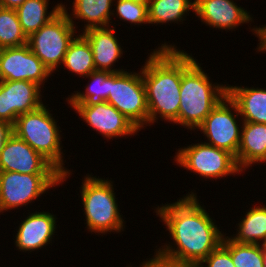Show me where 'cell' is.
<instances>
[{"label":"cell","instance_id":"cell-8","mask_svg":"<svg viewBox=\"0 0 266 267\" xmlns=\"http://www.w3.org/2000/svg\"><path fill=\"white\" fill-rule=\"evenodd\" d=\"M75 27L63 10L28 37L30 50L53 74L62 66L70 43L77 36Z\"/></svg>","mask_w":266,"mask_h":267},{"label":"cell","instance_id":"cell-4","mask_svg":"<svg viewBox=\"0 0 266 267\" xmlns=\"http://www.w3.org/2000/svg\"><path fill=\"white\" fill-rule=\"evenodd\" d=\"M47 107L43 104L37 110L18 116L13 131L61 173V185H63L72 173L64 167L61 128L50 113L52 110Z\"/></svg>","mask_w":266,"mask_h":267},{"label":"cell","instance_id":"cell-28","mask_svg":"<svg viewBox=\"0 0 266 267\" xmlns=\"http://www.w3.org/2000/svg\"><path fill=\"white\" fill-rule=\"evenodd\" d=\"M112 16H117L120 21L139 26L149 25L148 5L140 4L131 0H114ZM116 10V11H115Z\"/></svg>","mask_w":266,"mask_h":267},{"label":"cell","instance_id":"cell-32","mask_svg":"<svg viewBox=\"0 0 266 267\" xmlns=\"http://www.w3.org/2000/svg\"><path fill=\"white\" fill-rule=\"evenodd\" d=\"M26 0H0V7L16 10Z\"/></svg>","mask_w":266,"mask_h":267},{"label":"cell","instance_id":"cell-10","mask_svg":"<svg viewBox=\"0 0 266 267\" xmlns=\"http://www.w3.org/2000/svg\"><path fill=\"white\" fill-rule=\"evenodd\" d=\"M240 117L236 104L227 95L212 109L196 131L204 134L207 139L205 143L228 151L236 159L244 123Z\"/></svg>","mask_w":266,"mask_h":267},{"label":"cell","instance_id":"cell-18","mask_svg":"<svg viewBox=\"0 0 266 267\" xmlns=\"http://www.w3.org/2000/svg\"><path fill=\"white\" fill-rule=\"evenodd\" d=\"M239 169L245 172L252 165L266 163V124L244 122L236 155Z\"/></svg>","mask_w":266,"mask_h":267},{"label":"cell","instance_id":"cell-9","mask_svg":"<svg viewBox=\"0 0 266 267\" xmlns=\"http://www.w3.org/2000/svg\"><path fill=\"white\" fill-rule=\"evenodd\" d=\"M59 185H61V174H21L0 171V214L28 207L29 203L39 199L42 194H47L50 188Z\"/></svg>","mask_w":266,"mask_h":267},{"label":"cell","instance_id":"cell-5","mask_svg":"<svg viewBox=\"0 0 266 267\" xmlns=\"http://www.w3.org/2000/svg\"><path fill=\"white\" fill-rule=\"evenodd\" d=\"M108 179L99 176L97 178L88 173L79 188L86 219L85 228L92 234L93 232L98 235H107L108 232L117 234L125 228L126 222L118 207L113 180Z\"/></svg>","mask_w":266,"mask_h":267},{"label":"cell","instance_id":"cell-34","mask_svg":"<svg viewBox=\"0 0 266 267\" xmlns=\"http://www.w3.org/2000/svg\"><path fill=\"white\" fill-rule=\"evenodd\" d=\"M131 1H134L140 4H145V5H148L150 2V0H131Z\"/></svg>","mask_w":266,"mask_h":267},{"label":"cell","instance_id":"cell-3","mask_svg":"<svg viewBox=\"0 0 266 267\" xmlns=\"http://www.w3.org/2000/svg\"><path fill=\"white\" fill-rule=\"evenodd\" d=\"M210 79L197 59L182 73L179 115L174 124L192 133L227 96V84L213 83Z\"/></svg>","mask_w":266,"mask_h":267},{"label":"cell","instance_id":"cell-35","mask_svg":"<svg viewBox=\"0 0 266 267\" xmlns=\"http://www.w3.org/2000/svg\"><path fill=\"white\" fill-rule=\"evenodd\" d=\"M140 267H146L142 262H140V265H139ZM127 267H132V265L131 266H127Z\"/></svg>","mask_w":266,"mask_h":267},{"label":"cell","instance_id":"cell-29","mask_svg":"<svg viewBox=\"0 0 266 267\" xmlns=\"http://www.w3.org/2000/svg\"><path fill=\"white\" fill-rule=\"evenodd\" d=\"M196 267H235L229 250L221 243Z\"/></svg>","mask_w":266,"mask_h":267},{"label":"cell","instance_id":"cell-22","mask_svg":"<svg viewBox=\"0 0 266 267\" xmlns=\"http://www.w3.org/2000/svg\"><path fill=\"white\" fill-rule=\"evenodd\" d=\"M62 4L63 2H60L54 7L52 6L50 11L48 10L49 0H26L15 10L25 35L29 37L50 22L60 13Z\"/></svg>","mask_w":266,"mask_h":267},{"label":"cell","instance_id":"cell-14","mask_svg":"<svg viewBox=\"0 0 266 267\" xmlns=\"http://www.w3.org/2000/svg\"><path fill=\"white\" fill-rule=\"evenodd\" d=\"M0 171L61 174L47 159L13 134L0 152Z\"/></svg>","mask_w":266,"mask_h":267},{"label":"cell","instance_id":"cell-20","mask_svg":"<svg viewBox=\"0 0 266 267\" xmlns=\"http://www.w3.org/2000/svg\"><path fill=\"white\" fill-rule=\"evenodd\" d=\"M227 95L236 104L244 122L266 124V88L227 84Z\"/></svg>","mask_w":266,"mask_h":267},{"label":"cell","instance_id":"cell-1","mask_svg":"<svg viewBox=\"0 0 266 267\" xmlns=\"http://www.w3.org/2000/svg\"><path fill=\"white\" fill-rule=\"evenodd\" d=\"M200 204L197 193L191 191L175 202L155 207L172 241L143 259L145 266L196 267L222 243L224 232Z\"/></svg>","mask_w":266,"mask_h":267},{"label":"cell","instance_id":"cell-26","mask_svg":"<svg viewBox=\"0 0 266 267\" xmlns=\"http://www.w3.org/2000/svg\"><path fill=\"white\" fill-rule=\"evenodd\" d=\"M27 41L16 11L0 7V49L22 46Z\"/></svg>","mask_w":266,"mask_h":267},{"label":"cell","instance_id":"cell-31","mask_svg":"<svg viewBox=\"0 0 266 267\" xmlns=\"http://www.w3.org/2000/svg\"><path fill=\"white\" fill-rule=\"evenodd\" d=\"M14 134L13 124L0 121V152L4 148L6 141Z\"/></svg>","mask_w":266,"mask_h":267},{"label":"cell","instance_id":"cell-25","mask_svg":"<svg viewBox=\"0 0 266 267\" xmlns=\"http://www.w3.org/2000/svg\"><path fill=\"white\" fill-rule=\"evenodd\" d=\"M62 65L82 78L96 71L90 44L81 33L70 43Z\"/></svg>","mask_w":266,"mask_h":267},{"label":"cell","instance_id":"cell-2","mask_svg":"<svg viewBox=\"0 0 266 267\" xmlns=\"http://www.w3.org/2000/svg\"><path fill=\"white\" fill-rule=\"evenodd\" d=\"M148 54L142 77L148 106V126L178 118L182 73L196 60L175 44L164 42ZM160 117V118H159Z\"/></svg>","mask_w":266,"mask_h":267},{"label":"cell","instance_id":"cell-13","mask_svg":"<svg viewBox=\"0 0 266 267\" xmlns=\"http://www.w3.org/2000/svg\"><path fill=\"white\" fill-rule=\"evenodd\" d=\"M90 128L107 140L135 136L140 130L113 105L104 101L92 106H70Z\"/></svg>","mask_w":266,"mask_h":267},{"label":"cell","instance_id":"cell-17","mask_svg":"<svg viewBox=\"0 0 266 267\" xmlns=\"http://www.w3.org/2000/svg\"><path fill=\"white\" fill-rule=\"evenodd\" d=\"M81 34L90 44L97 71L116 73L127 70L114 67L124 53L121 43L115 35V27L90 28L82 31Z\"/></svg>","mask_w":266,"mask_h":267},{"label":"cell","instance_id":"cell-12","mask_svg":"<svg viewBox=\"0 0 266 267\" xmlns=\"http://www.w3.org/2000/svg\"><path fill=\"white\" fill-rule=\"evenodd\" d=\"M40 85L17 80L0 81V121L14 125L21 114L32 112L43 104Z\"/></svg>","mask_w":266,"mask_h":267},{"label":"cell","instance_id":"cell-7","mask_svg":"<svg viewBox=\"0 0 266 267\" xmlns=\"http://www.w3.org/2000/svg\"><path fill=\"white\" fill-rule=\"evenodd\" d=\"M106 101L140 131L148 126V106L142 68L139 72L125 70L111 73L109 75V95Z\"/></svg>","mask_w":266,"mask_h":267},{"label":"cell","instance_id":"cell-15","mask_svg":"<svg viewBox=\"0 0 266 267\" xmlns=\"http://www.w3.org/2000/svg\"><path fill=\"white\" fill-rule=\"evenodd\" d=\"M194 13L198 20L210 28L225 30L253 22L252 14L234 0H194Z\"/></svg>","mask_w":266,"mask_h":267},{"label":"cell","instance_id":"cell-24","mask_svg":"<svg viewBox=\"0 0 266 267\" xmlns=\"http://www.w3.org/2000/svg\"><path fill=\"white\" fill-rule=\"evenodd\" d=\"M107 71H94L87 77L88 81L84 91H74L66 99L70 106H92L107 100L109 95V75ZM90 82V83H89Z\"/></svg>","mask_w":266,"mask_h":267},{"label":"cell","instance_id":"cell-36","mask_svg":"<svg viewBox=\"0 0 266 267\" xmlns=\"http://www.w3.org/2000/svg\"><path fill=\"white\" fill-rule=\"evenodd\" d=\"M146 267H164V266H146Z\"/></svg>","mask_w":266,"mask_h":267},{"label":"cell","instance_id":"cell-30","mask_svg":"<svg viewBox=\"0 0 266 267\" xmlns=\"http://www.w3.org/2000/svg\"><path fill=\"white\" fill-rule=\"evenodd\" d=\"M254 27H252L250 30L251 32H253L252 34H254V36H256L258 38V45H257V51L256 52H262L265 53L266 52V25H260V26H256L253 25Z\"/></svg>","mask_w":266,"mask_h":267},{"label":"cell","instance_id":"cell-21","mask_svg":"<svg viewBox=\"0 0 266 267\" xmlns=\"http://www.w3.org/2000/svg\"><path fill=\"white\" fill-rule=\"evenodd\" d=\"M245 216V217H244ZM237 225L236 234L229 238L241 244H266V205L256 204L245 212Z\"/></svg>","mask_w":266,"mask_h":267},{"label":"cell","instance_id":"cell-11","mask_svg":"<svg viewBox=\"0 0 266 267\" xmlns=\"http://www.w3.org/2000/svg\"><path fill=\"white\" fill-rule=\"evenodd\" d=\"M52 75L28 44L0 49V81L24 80L44 87Z\"/></svg>","mask_w":266,"mask_h":267},{"label":"cell","instance_id":"cell-23","mask_svg":"<svg viewBox=\"0 0 266 267\" xmlns=\"http://www.w3.org/2000/svg\"><path fill=\"white\" fill-rule=\"evenodd\" d=\"M195 1L192 0H150L148 4L149 24L179 23L194 12ZM190 11V12H189Z\"/></svg>","mask_w":266,"mask_h":267},{"label":"cell","instance_id":"cell-19","mask_svg":"<svg viewBox=\"0 0 266 267\" xmlns=\"http://www.w3.org/2000/svg\"><path fill=\"white\" fill-rule=\"evenodd\" d=\"M72 4L71 13L68 12L67 5L62 4V10L68 16L75 29L78 27H76L74 20L86 22L84 29H81V31L90 28L110 27V25L116 27L110 21L112 20L114 0H74Z\"/></svg>","mask_w":266,"mask_h":267},{"label":"cell","instance_id":"cell-33","mask_svg":"<svg viewBox=\"0 0 266 267\" xmlns=\"http://www.w3.org/2000/svg\"><path fill=\"white\" fill-rule=\"evenodd\" d=\"M263 267H266V244L262 245Z\"/></svg>","mask_w":266,"mask_h":267},{"label":"cell","instance_id":"cell-6","mask_svg":"<svg viewBox=\"0 0 266 267\" xmlns=\"http://www.w3.org/2000/svg\"><path fill=\"white\" fill-rule=\"evenodd\" d=\"M174 157V162L179 167L199 175L204 179H223L232 175L243 173L236 162L235 157L226 150L218 149L205 142L193 143L180 147Z\"/></svg>","mask_w":266,"mask_h":267},{"label":"cell","instance_id":"cell-27","mask_svg":"<svg viewBox=\"0 0 266 267\" xmlns=\"http://www.w3.org/2000/svg\"><path fill=\"white\" fill-rule=\"evenodd\" d=\"M222 244L229 250L235 267H263L262 245L236 243L226 234Z\"/></svg>","mask_w":266,"mask_h":267},{"label":"cell","instance_id":"cell-16","mask_svg":"<svg viewBox=\"0 0 266 267\" xmlns=\"http://www.w3.org/2000/svg\"><path fill=\"white\" fill-rule=\"evenodd\" d=\"M16 229L17 233L15 235L14 245L16 250L22 252H32L41 250V248L48 246L52 243V239L57 235L55 233L57 227L56 215L41 211L35 212L29 211Z\"/></svg>","mask_w":266,"mask_h":267}]
</instances>
